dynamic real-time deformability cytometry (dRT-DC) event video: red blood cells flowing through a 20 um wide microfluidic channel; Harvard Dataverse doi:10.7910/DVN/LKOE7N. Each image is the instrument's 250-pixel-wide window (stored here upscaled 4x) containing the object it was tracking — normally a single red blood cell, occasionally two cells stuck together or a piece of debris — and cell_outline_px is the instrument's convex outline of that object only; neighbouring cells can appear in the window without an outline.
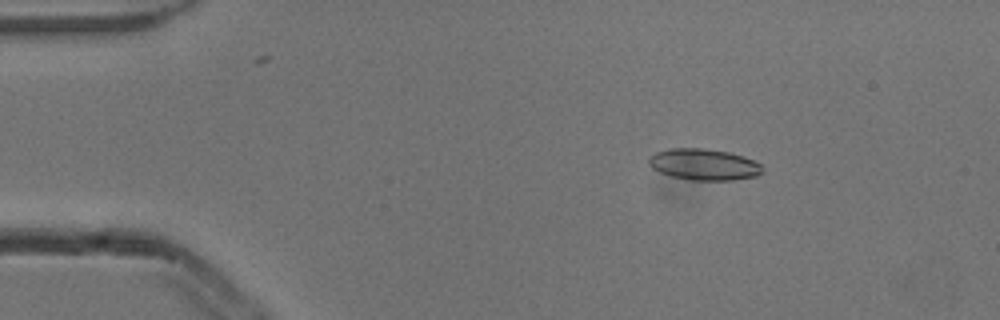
{"species": "common noctule bat (a hibernating species)", "species_latin": "Nyctalus noctula", "temperature_condition": "cold", "stored_images_in_passage": 6, "camera_frame_rate_fps": 3000, "um_per_image_px": 0.085, "animal": {"sex": "male", "body_mass_g": 13.3}, "frame": {"image": 1, "passage_image": 3, "time_ms": 0.667, "image_size_px": [1000, 320], "cell_outline_px": [[764, 172], [756, 176], [732, 180], [692, 180], [672, 176], [660, 172], [652, 168], [648, 164], [648, 156], [656, 152], [668, 148], [704, 148], [728, 152], [744, 156], [760, 164]], "centroid_in_image_um": [59.81, 13.97], "position_along_channel_um": 25.2, "area_um2": 20.81}}